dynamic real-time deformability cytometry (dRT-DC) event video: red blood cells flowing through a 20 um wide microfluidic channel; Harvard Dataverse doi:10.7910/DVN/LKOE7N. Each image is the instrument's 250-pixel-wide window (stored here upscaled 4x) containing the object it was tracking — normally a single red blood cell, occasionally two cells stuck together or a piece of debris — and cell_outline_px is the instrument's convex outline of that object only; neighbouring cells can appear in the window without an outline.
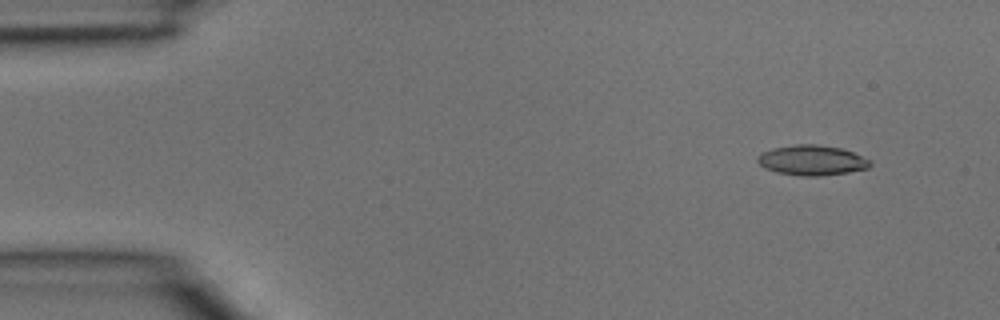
{"species": "common noctule bat (a hibernating species)", "species_latin": "Nyctalus noctula", "temperature_condition": "room temperature", "stored_images_in_passage": 4, "camera_frame_rate_fps": 3000, "um_per_image_px": 0.085, "animal": {"sex": "male", "body_mass_g": 15.6}, "frame": {"image": 1, "passage_image": 2, "time_ms": 0.333, "image_size_px": [1000, 320], "cell_outline_px": [[872, 164], [868, 168], [848, 172], [820, 176], [800, 176], [776, 172], [764, 168], [756, 160], [756, 156], [760, 152], [772, 148], [796, 144], [816, 144], [840, 148], [852, 152], [872, 160]], "centroid_in_image_um": [68.98, 13.62], "position_along_channel_um": 16.0, "area_um2": 19.94}}
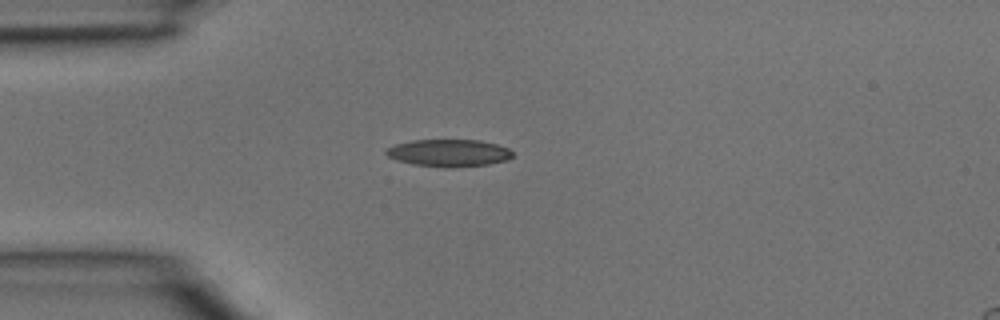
{"frame": {"image": 2, "passage_image": 4, "time_ms": 1.0, "image_size_px": [1000, 320], "cell_outline_px": [[512, 156], [508, 160], [488, 164], [412, 164], [396, 160], [388, 156], [384, 152], [388, 148], [396, 144], [412, 140], [480, 140], [496, 144], [508, 148], [512, 152]], "centroid_in_image_um": [38.14, 12.94], "position_along_channel_um": 46.9, "area_um2": 18.96}}